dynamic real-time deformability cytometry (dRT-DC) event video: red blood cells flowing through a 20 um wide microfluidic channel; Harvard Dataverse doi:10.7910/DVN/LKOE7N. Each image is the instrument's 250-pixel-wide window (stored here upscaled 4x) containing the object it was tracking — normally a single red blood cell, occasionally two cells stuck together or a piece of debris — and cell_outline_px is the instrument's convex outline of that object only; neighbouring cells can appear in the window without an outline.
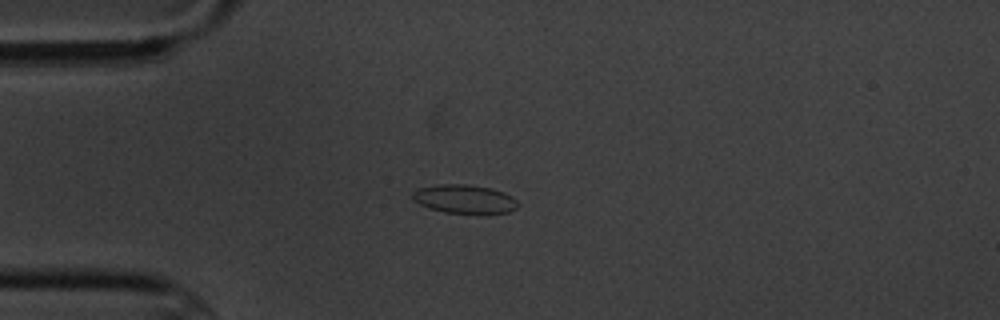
{"species": "common noctule bat (a hibernating species)", "species_latin": "Nyctalus noctula", "temperature_condition": "cold", "stored_images_in_passage": 5, "camera_frame_rate_fps": 3000, "um_per_image_px": 0.085, "animal": {"sex": "male", "body_mass_g": 20.1, "forearm_length_mm": 53.5}, "frame": {"image": 1, "passage_image": 3, "time_ms": 3.333, "image_size_px": [1000, 320], "cell_outline_px": [[520, 204], [516, 208], [508, 212], [480, 216], [444, 212], [428, 208], [412, 200], [412, 192], [416, 188], [440, 184], [464, 184], [492, 188], [504, 192], [512, 196]], "centroid_in_image_um": [39.5, 16.95], "position_along_channel_um": 45.5, "area_um2": 18.38}}
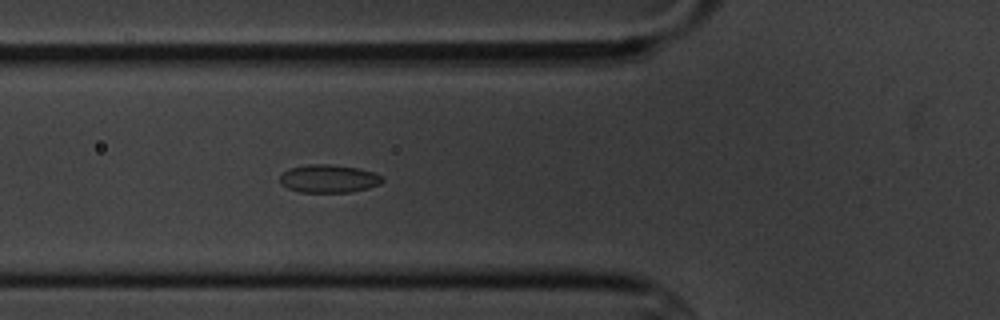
{"frame": {"image": 2, "passage_image": 5, "time_ms": 5.333, "image_size_px": [1000, 320], "cell_outline_px": [[384, 180], [380, 184], [368, 188], [348, 192], [300, 192], [288, 188], [280, 184], [280, 176], [288, 168], [308, 164], [328, 164], [356, 168], [372, 172], [380, 176]], "centroid_in_image_um": [27.9, 15.19], "position_along_channel_um": 97.9, "area_um2": 16.59}}